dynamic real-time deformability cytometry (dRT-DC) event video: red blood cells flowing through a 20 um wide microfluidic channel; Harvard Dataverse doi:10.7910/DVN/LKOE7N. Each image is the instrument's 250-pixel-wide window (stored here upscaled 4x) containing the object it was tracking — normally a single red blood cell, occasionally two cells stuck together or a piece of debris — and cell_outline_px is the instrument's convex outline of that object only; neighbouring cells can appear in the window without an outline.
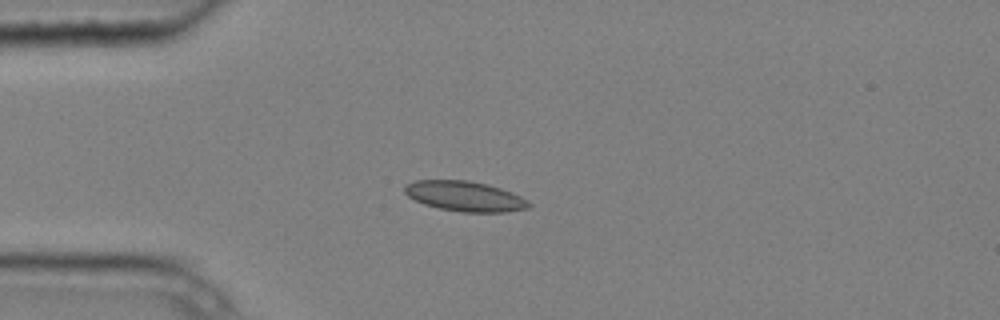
{"species": "common noctule bat (a hibernating species)", "species_latin": "Nyctalus noctula", "temperature_condition": "cold", "stored_images_in_passage": 8, "camera_frame_rate_fps": 3000, "um_per_image_px": 0.085, "animal": {"sex": "male", "body_mass_g": 20.4}, "frame": {"image": 1, "passage_image": 3, "time_ms": 0.667, "image_size_px": [1000, 320], "cell_outline_px": [[532, 204], [528, 208], [504, 212], [460, 212], [440, 208], [424, 204], [408, 196], [404, 192], [404, 184], [416, 180], [468, 180], [488, 184], [500, 188], [520, 196], [528, 200]], "centroid_in_image_um": [39.5, 16.67], "position_along_channel_um": 45.5, "area_um2": 21.79}}
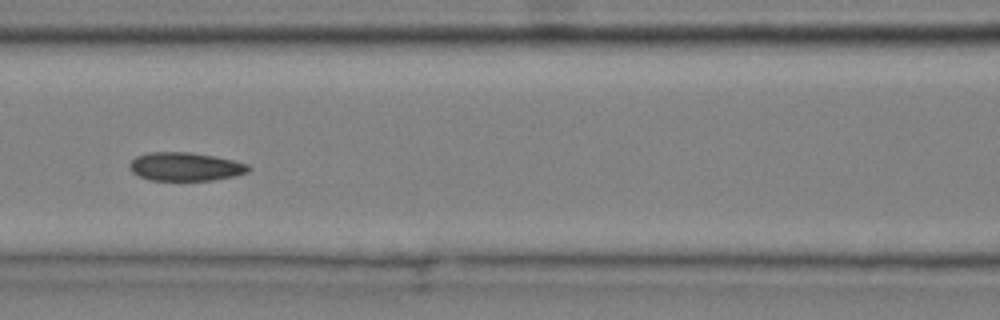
{"frame": {"image": 2, "passage_image": 6, "time_ms": 1.667, "image_size_px": [1000, 320], "cell_outline_px": [[252, 168], [248, 172], [236, 176], [212, 180], [152, 180], [140, 176], [132, 172], [128, 164], [136, 156], [148, 152], [192, 152], [216, 156], [248, 164]], "centroid_in_image_um": [15.77, 14.15], "position_along_channel_um": 150.8, "area_um2": 19.83}}
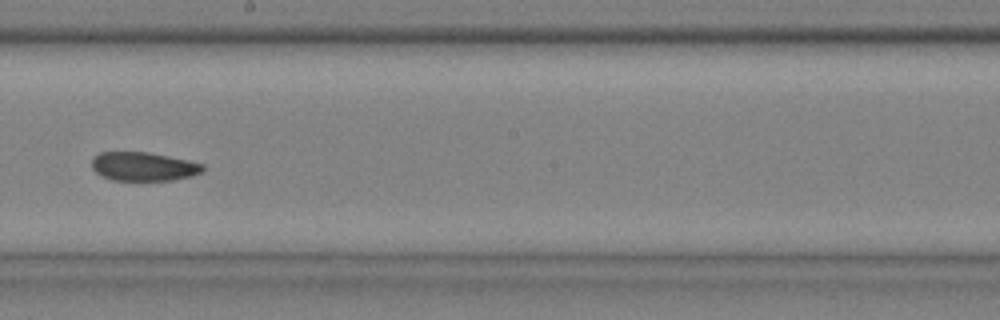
{"frame": {"image": 3, "passage_image": 8, "time_ms": 2.333, "image_size_px": [1000, 320], "cell_outline_px": [[204, 172], [192, 176], [172, 180], [112, 180], [100, 176], [92, 168], [92, 160], [100, 152], [148, 152], [188, 160], [204, 164]], "centroid_in_image_um": [12.22, 14.16], "position_along_channel_um": 236.0, "area_um2": 18.67}}